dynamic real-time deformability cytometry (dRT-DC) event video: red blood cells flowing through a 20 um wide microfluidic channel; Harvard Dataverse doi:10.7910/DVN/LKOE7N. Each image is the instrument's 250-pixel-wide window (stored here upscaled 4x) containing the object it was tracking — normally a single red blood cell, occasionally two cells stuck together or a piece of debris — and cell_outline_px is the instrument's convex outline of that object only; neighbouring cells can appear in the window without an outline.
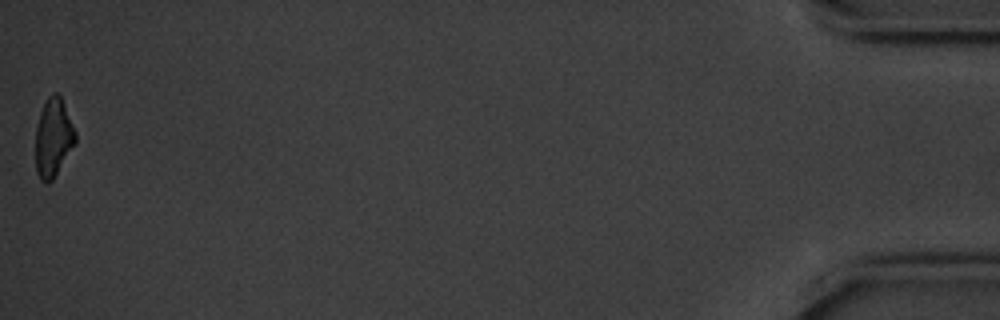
{"species": "common noctule bat (a hibernating species)", "species_latin": "Nyctalus noctula", "temperature_condition": "cold", "stored_images_in_passage": 41, "camera_frame_rate_fps": 3000, "um_per_image_px": 0.085, "animal": {"sex": "male", "body_mass_g": 20.1, "forearm_length_mm": 53.5}, "frame": {"image": 1, "passage_image": 41, "time_ms": 13.333, "image_size_px": [1000, 320], "cell_outline_px": [[76, 144], [52, 180], [48, 184], [40, 180], [36, 172], [36, 128], [40, 112], [48, 96], [52, 92], [56, 92], [60, 96], [64, 104], [76, 132]], "centroid_in_image_um": [4.53, 11.72], "position_along_channel_um": 430.7, "area_um2": 18.26}, "authors_computed_cell_mechanics": {"area_um2": 20.4612, "velocity_mm_per_s": 3.5513, "shape_relaxation_time_tau1_ms": 3.2425, "shape_relaxation_time_tau2_ms": null, "deformation_change_tau1": 0.1206, "deformation_change_tau2": null}}